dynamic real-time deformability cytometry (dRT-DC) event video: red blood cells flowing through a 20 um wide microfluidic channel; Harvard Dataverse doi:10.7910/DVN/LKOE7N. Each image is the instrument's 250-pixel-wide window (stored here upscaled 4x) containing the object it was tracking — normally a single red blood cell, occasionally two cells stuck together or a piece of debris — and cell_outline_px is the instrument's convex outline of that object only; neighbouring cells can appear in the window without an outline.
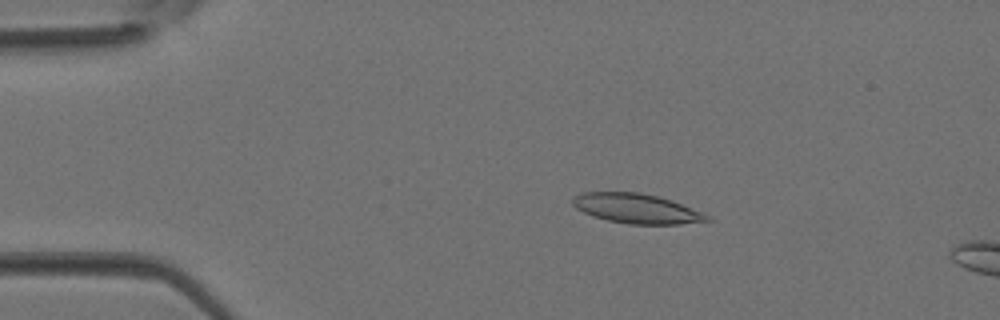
{"species": "Egyptian fruit bat (a non-hibernating species)", "species_latin": "Rousettus aegyptiacus", "temperature_condition": "room temperature", "stored_images_in_passage": 4, "camera_frame_rate_fps": 3000, "um_per_image_px": 0.085, "animal": {"sex": "female"}, "frame": {"image": 1, "passage_image": 3, "time_ms": 0.667, "image_size_px": [1000, 320], "cell_outline_px": [[712, 220], [680, 224], [628, 224], [608, 220], [592, 216], [576, 208], [572, 204], [572, 200], [576, 196], [584, 192], [640, 192], [660, 196], [672, 200], [700, 212], [708, 216]], "centroid_in_image_um": [54.09, 17.72], "position_along_channel_um": 30.9, "area_um2": 23.06}}